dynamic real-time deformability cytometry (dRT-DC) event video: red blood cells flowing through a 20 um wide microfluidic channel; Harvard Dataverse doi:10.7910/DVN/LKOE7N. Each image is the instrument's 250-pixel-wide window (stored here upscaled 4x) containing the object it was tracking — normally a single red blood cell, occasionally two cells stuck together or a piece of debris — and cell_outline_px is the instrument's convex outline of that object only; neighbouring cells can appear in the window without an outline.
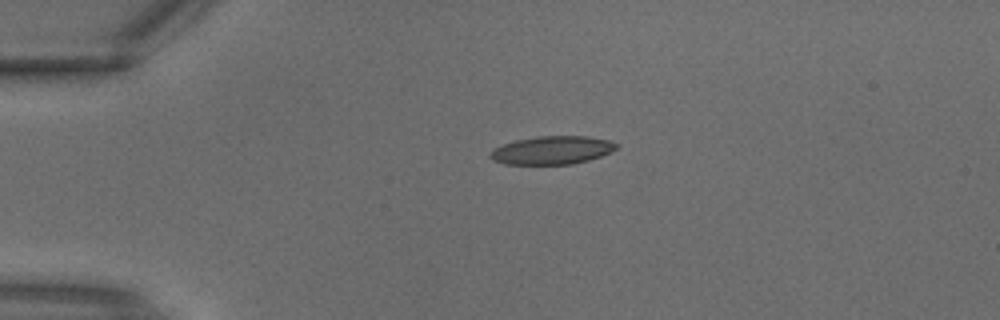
{"species": "common noctule bat (a hibernating species)", "species_latin": "Nyctalus noctula", "temperature_condition": "warm", "stored_images_in_passage": 1, "camera_frame_rate_fps": 3000, "um_per_image_px": 0.085, "animal": {"sex": "male", "body_mass_g": 18.8}, "frame": {"image": 1, "passage_image": 1, "time_ms": 0.0, "image_size_px": [1000, 320], "cell_outline_px": [[620, 144], [612, 152], [588, 160], [572, 164], [504, 164], [492, 160], [488, 156], [496, 148], [504, 144], [516, 140], [536, 136], [588, 136], [608, 140]], "centroid_in_image_um": [46.95, 12.76], "position_along_channel_um": 38.0, "area_um2": 20.69}}